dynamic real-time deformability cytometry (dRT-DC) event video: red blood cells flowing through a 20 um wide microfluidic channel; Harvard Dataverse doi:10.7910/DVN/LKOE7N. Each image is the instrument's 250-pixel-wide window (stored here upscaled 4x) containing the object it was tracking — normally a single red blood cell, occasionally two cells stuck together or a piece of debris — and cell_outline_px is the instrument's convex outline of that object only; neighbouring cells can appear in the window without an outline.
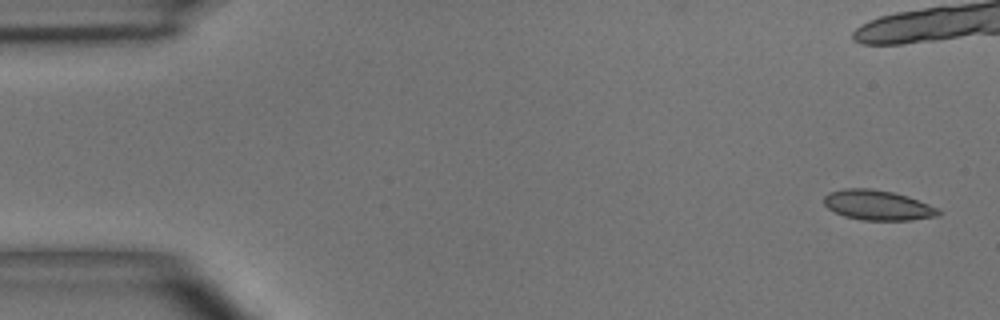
{"species": "common noctule bat (a hibernating species)", "species_latin": "Nyctalus noctula", "temperature_condition": "room temperature", "stored_images_in_passage": 6, "camera_frame_rate_fps": 3000, "um_per_image_px": 0.085, "animal": {"sex": "male", "body_mass_g": 15.6}, "frame": {"image": 1, "passage_image": 1, "time_ms": 0.0, "image_size_px": [1000, 320], "cell_outline_px": [[940, 212], [936, 216], [908, 220], [860, 220], [844, 216], [828, 208], [824, 204], [824, 196], [828, 192], [844, 188], [872, 188], [892, 192], [908, 196], [928, 204], [936, 208]], "centroid_in_image_um": [74.55, 17.43], "position_along_channel_um": 10.5, "area_um2": 19.88}}